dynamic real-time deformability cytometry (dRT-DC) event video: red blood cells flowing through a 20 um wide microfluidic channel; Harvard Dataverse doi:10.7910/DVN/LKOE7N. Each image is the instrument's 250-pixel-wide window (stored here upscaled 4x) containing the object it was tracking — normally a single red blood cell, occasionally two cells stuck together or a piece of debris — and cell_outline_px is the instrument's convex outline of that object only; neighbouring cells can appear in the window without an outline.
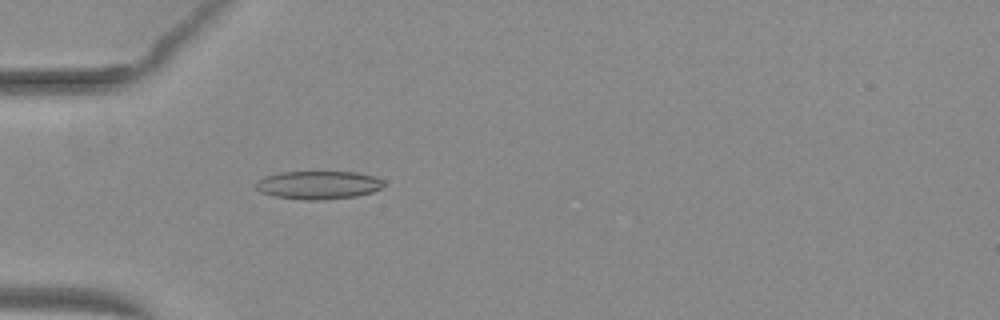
{"species": "common noctule bat (a hibernating species)", "species_latin": "Nyctalus noctula", "temperature_condition": "warm", "stored_images_in_passage": 37, "camera_frame_rate_fps": 3000, "um_per_image_px": 0.085, "animal": {"sex": "female", "body_mass_g": 29.2, "forearm_length_mm": 56.3}, "frame": {"image": 1, "passage_image": 2, "time_ms": 0.333, "image_size_px": [1000, 320], "cell_outline_px": [[384, 184], [380, 188], [372, 192], [356, 196], [324, 200], [304, 200], [272, 196], [260, 192], [256, 188], [256, 180], [264, 176], [280, 172], [356, 172], [376, 176], [384, 180]], "centroid_in_image_um": [27.04, 15.72], "position_along_channel_um": 58.0, "area_um2": 21.27}}
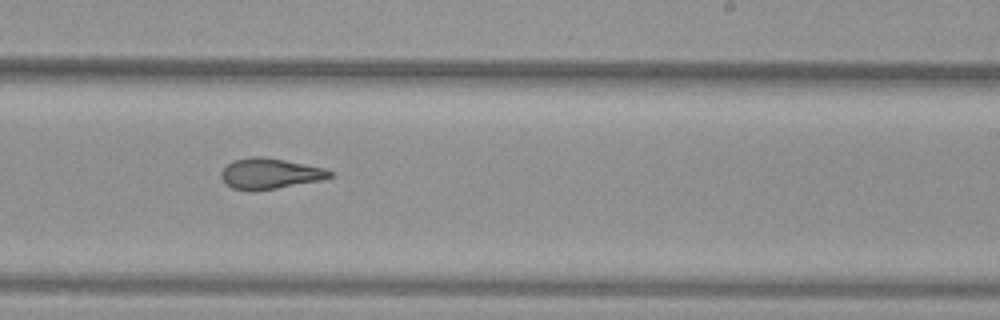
{"frame": {"image": 2, "passage_image": 18, "time_ms": 5.667, "image_size_px": [1000, 320], "cell_outline_px": [[332, 176], [324, 180], [252, 192], [232, 188], [220, 176], [220, 172], [232, 160], [252, 156], [264, 156], [324, 168], [332, 172]], "centroid_in_image_um": [22.93, 14.76], "position_along_channel_um": 266.1, "area_um2": 19.48}}
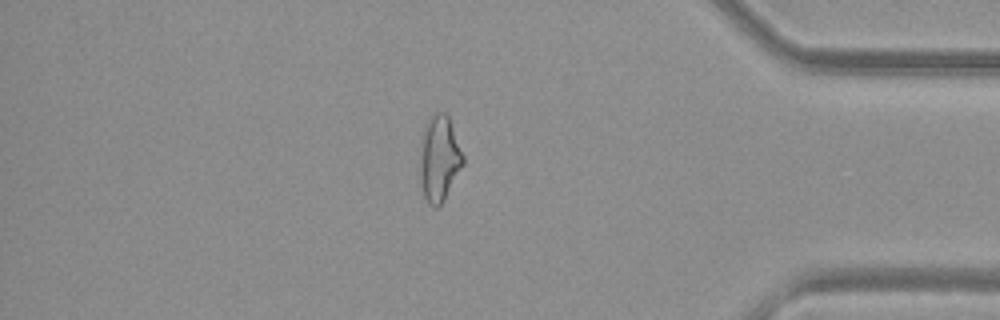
{"frame": {"image": 3, "passage_image": 30, "time_ms": 9.667, "image_size_px": [1000, 320], "cell_outline_px": [[464, 164], [444, 200], [436, 208], [432, 208], [428, 204], [424, 196], [420, 180], [420, 156], [424, 128], [428, 120], [436, 112], [444, 112], [448, 116], [464, 156]], "centroid_in_image_um": [37.34, 13.52], "position_along_channel_um": 397.9, "area_um2": 21.39}, "authors_computed_cell_mechanics": {"area_um2": 20.3456, "velocity_mm_per_s": 4.0339, "shape_relaxation_time_tau1_ms": null, "shape_relaxation_time_tau2_ms": 2.0727, "deformation_change_tau1": null, "deformation_change_tau2": 0.109}}